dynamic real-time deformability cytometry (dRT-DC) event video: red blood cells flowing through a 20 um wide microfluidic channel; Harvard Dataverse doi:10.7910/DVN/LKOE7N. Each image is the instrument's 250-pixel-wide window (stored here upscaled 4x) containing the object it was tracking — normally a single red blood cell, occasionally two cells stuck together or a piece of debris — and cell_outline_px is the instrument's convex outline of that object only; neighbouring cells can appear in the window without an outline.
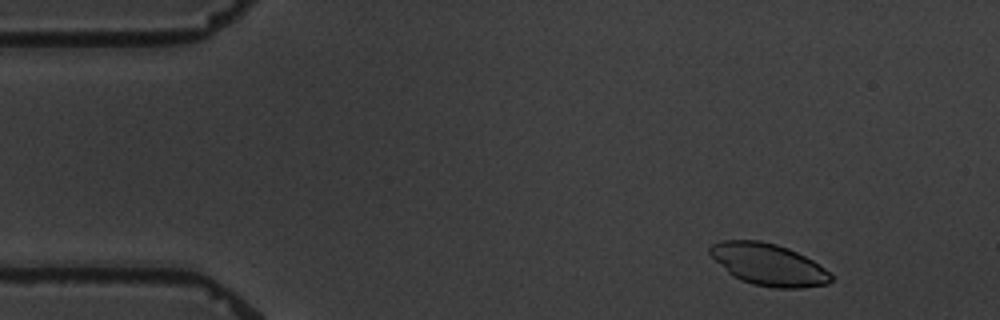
{"species": "common noctule bat (a hibernating species)", "species_latin": "Nyctalus noctula", "temperature_condition": "warm", "stored_images_in_passage": 4, "camera_frame_rate_fps": 3000, "um_per_image_px": 0.085, "animal": {"sex": "male", "body_mass_g": 19.5, "forearm_length_mm": 54.6}, "frame": {"image": 1, "passage_image": 2, "time_ms": 1.333, "image_size_px": [1000, 320], "cell_outline_px": [[832, 280], [828, 284], [800, 288], [776, 288], [752, 284], [740, 280], [728, 272], [708, 252], [708, 248], [712, 244], [720, 240], [760, 240], [776, 244], [788, 248], [812, 260], [824, 268], [832, 276]], "centroid_in_image_um": [65.3, 22.48], "position_along_channel_um": 19.7, "area_um2": 29.36}}